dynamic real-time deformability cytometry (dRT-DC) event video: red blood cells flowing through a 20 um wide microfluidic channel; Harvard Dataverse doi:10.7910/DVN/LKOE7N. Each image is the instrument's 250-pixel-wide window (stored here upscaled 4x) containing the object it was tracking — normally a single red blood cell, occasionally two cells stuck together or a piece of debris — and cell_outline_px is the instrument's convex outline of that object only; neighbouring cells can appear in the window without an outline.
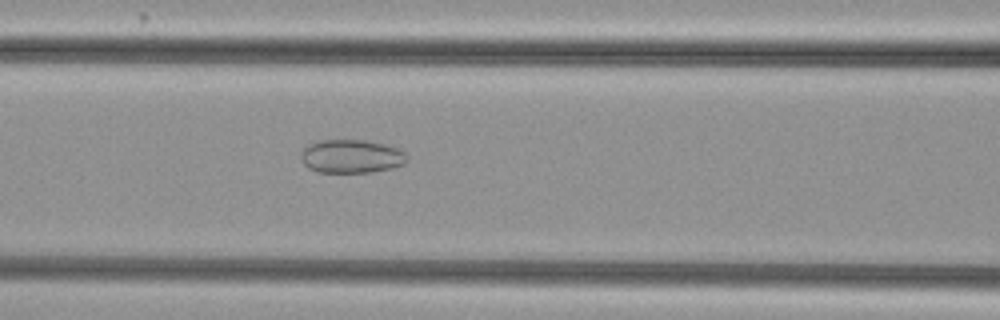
{"species": "common noctule bat (a hibernating species)", "species_latin": "Nyctalus noctula", "temperature_condition": "cold", "stored_images_in_passage": 49, "camera_frame_rate_fps": 3000, "um_per_image_px": 0.085, "animal": {"sex": "female", "body_mass_g": 29.2, "forearm_length_mm": 56.3}, "frame": {"image": 1, "passage_image": 24, "time_ms": 7.667, "image_size_px": [1000, 320], "cell_outline_px": [[408, 160], [404, 164], [392, 168], [368, 172], [316, 172], [308, 168], [304, 164], [300, 156], [300, 152], [308, 144], [316, 140], [364, 140], [384, 144], [396, 148], [404, 152], [408, 156]], "centroid_in_image_um": [29.84, 13.28], "position_along_channel_um": 136.8, "area_um2": 20.81}}
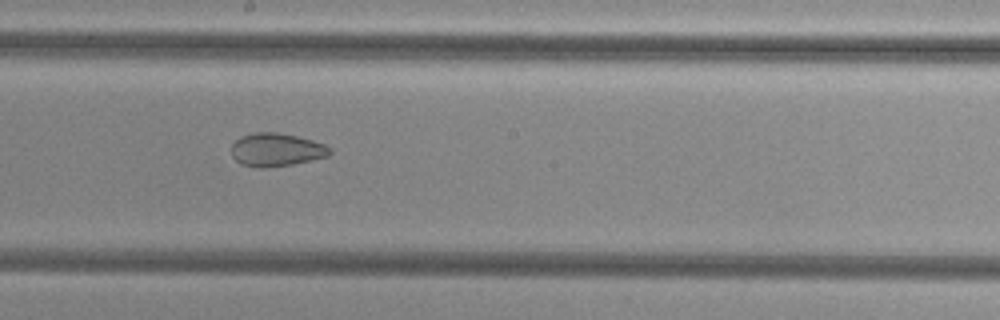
{"frame": {"image": 2, "passage_image": 31, "time_ms": 10.0, "image_size_px": [1000, 320], "cell_outline_px": [[332, 152], [328, 156], [292, 164], [264, 168], [256, 168], [240, 164], [232, 156], [232, 144], [240, 136], [252, 132], [276, 132], [296, 136], [312, 140], [324, 144]], "centroid_in_image_um": [23.44, 12.73], "position_along_channel_um": 224.8, "area_um2": 19.02}}
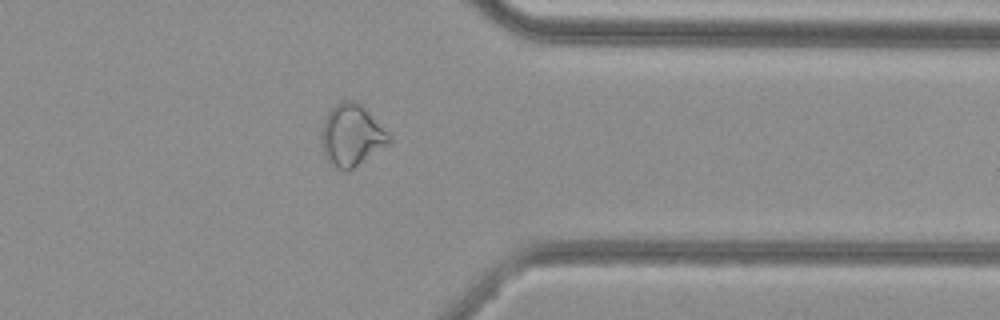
{"frame": {"image": 3, "passage_image": 44, "time_ms": 14.333, "image_size_px": [1000, 320], "cell_outline_px": [[392, 140], [388, 144], [352, 168], [344, 172], [328, 164], [324, 156], [320, 132], [324, 116], [340, 100], [356, 100], [392, 136]], "centroid_in_image_um": [29.84, 11.5], "position_along_channel_um": 381.6, "area_um2": 24.39}}